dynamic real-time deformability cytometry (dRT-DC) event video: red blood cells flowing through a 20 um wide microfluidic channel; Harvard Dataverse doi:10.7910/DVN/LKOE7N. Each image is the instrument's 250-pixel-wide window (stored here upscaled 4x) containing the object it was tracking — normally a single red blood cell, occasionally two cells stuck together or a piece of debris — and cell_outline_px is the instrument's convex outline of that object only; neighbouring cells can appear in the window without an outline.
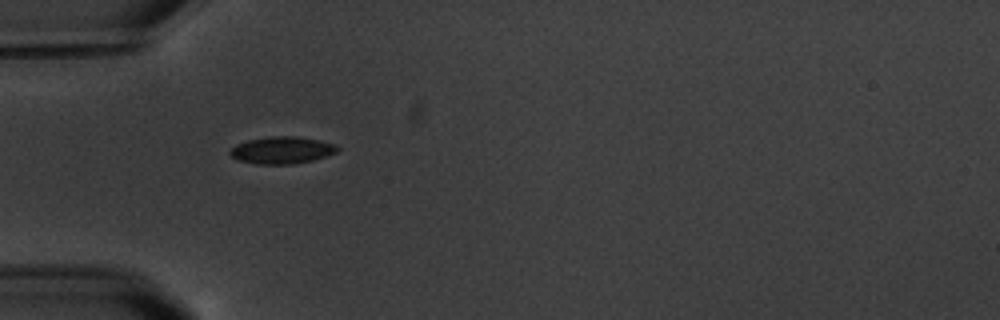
{"species": "common noctule bat (a hibernating species)", "species_latin": "Nyctalus noctula", "temperature_condition": "warm", "stored_images_in_passage": 2, "camera_frame_rate_fps": 3000, "um_per_image_px": 0.085, "animal": {"sex": "male", "body_mass_g": 20.1, "forearm_length_mm": 53.5}, "frame": {"image": 1, "passage_image": 1, "time_ms": 0.0, "image_size_px": [1000, 320], "cell_outline_px": [[340, 148], [336, 152], [312, 160], [292, 164], [256, 164], [236, 160], [228, 152], [236, 144], [248, 140], [272, 136], [296, 136], [336, 144]], "centroid_in_image_um": [23.93, 12.77], "position_along_channel_um": 61.1, "area_um2": 16.82}}